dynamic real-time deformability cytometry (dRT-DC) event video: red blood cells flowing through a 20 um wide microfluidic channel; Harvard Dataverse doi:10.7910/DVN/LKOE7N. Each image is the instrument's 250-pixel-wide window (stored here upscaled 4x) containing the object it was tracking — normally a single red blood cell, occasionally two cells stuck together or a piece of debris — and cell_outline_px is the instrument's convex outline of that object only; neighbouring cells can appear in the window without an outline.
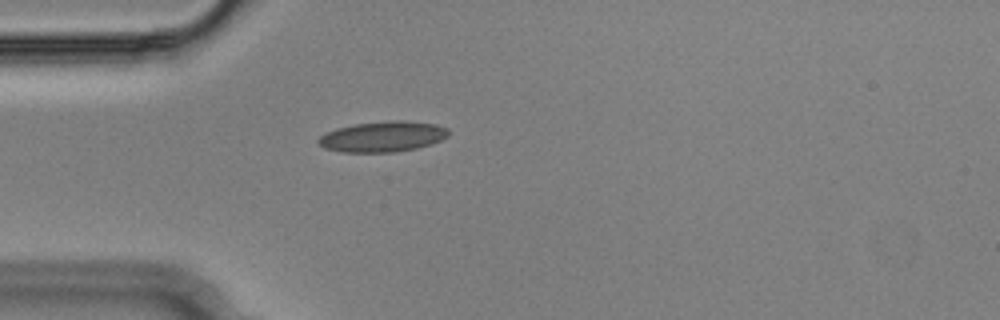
{"species": "Egyptian fruit bat (a non-hibernating species)", "species_latin": "Rousettus aegyptiacus", "temperature_condition": "cold", "stored_images_in_passage": 22, "camera_frame_rate_fps": 3000, "um_per_image_px": 0.085, "animal": {"sex": "male"}, "frame": {"image": 1, "passage_image": 1, "time_ms": 0.0, "image_size_px": [1000, 320], "cell_outline_px": [[448, 136], [432, 144], [416, 148], [396, 152], [344, 152], [324, 148], [316, 140], [320, 136], [336, 128], [356, 124], [392, 120], [404, 120], [436, 124], [448, 128]], "centroid_in_image_um": [32.55, 11.61], "position_along_channel_um": 52.4, "area_um2": 23.12}}
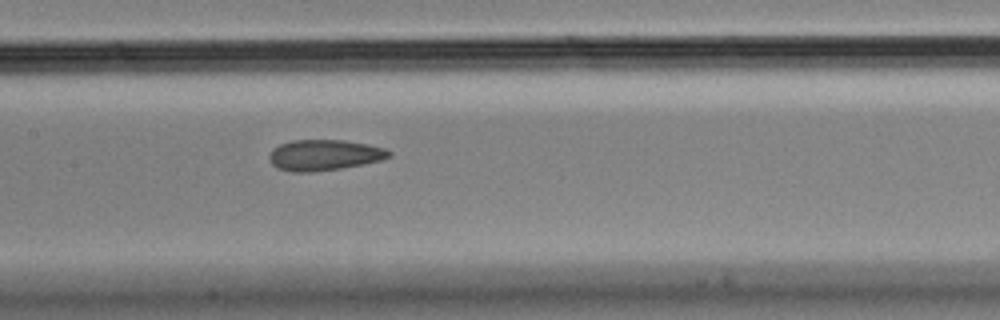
{"frame": {"image": 2, "passage_image": 12, "time_ms": 3.667, "image_size_px": [1000, 320], "cell_outline_px": [[392, 156], [380, 160], [340, 168], [312, 172], [292, 172], [276, 168], [272, 164], [268, 156], [272, 148], [280, 144], [292, 140], [344, 140], [368, 144], [384, 148], [392, 152]], "centroid_in_image_um": [27.53, 13.17], "position_along_channel_um": 179.9, "area_um2": 21.5}}
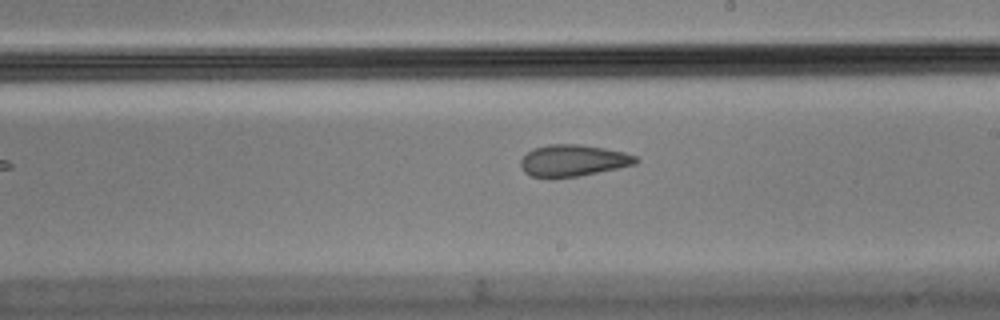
{"frame": {"image": 3, "passage_image": 17, "time_ms": 5.333, "image_size_px": [1000, 320], "cell_outline_px": [[640, 160], [636, 164], [580, 176], [532, 176], [524, 172], [520, 164], [520, 160], [532, 148], [548, 144], [580, 144], [604, 148], [624, 152], [636, 156]], "centroid_in_image_um": [48.73, 13.62], "position_along_channel_um": 240.3, "area_um2": 20.98}}